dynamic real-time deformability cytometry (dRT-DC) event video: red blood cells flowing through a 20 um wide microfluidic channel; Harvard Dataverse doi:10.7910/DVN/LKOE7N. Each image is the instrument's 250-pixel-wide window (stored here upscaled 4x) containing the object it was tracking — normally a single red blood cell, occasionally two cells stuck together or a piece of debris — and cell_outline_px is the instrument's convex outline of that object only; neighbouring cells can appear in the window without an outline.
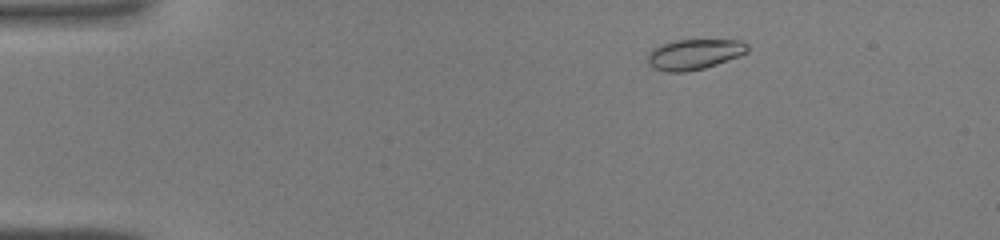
{"species": "common noctule bat (a hibernating species)", "species_latin": "Nyctalus noctula", "temperature_condition": "warm", "stored_images_in_passage": 13, "camera_frame_rate_fps": 3000, "um_per_image_px": 0.085, "animal": {"sex": "male", "body_mass_g": 19.0, "forearm_length_mm": 50.8}, "frame": {"image": 1, "passage_image": 6, "time_ms": 1.667, "image_size_px": [1000, 240], "cell_outline_px": [[748, 52], [740, 56], [704, 68], [684, 72], [664, 72], [652, 68], [648, 64], [648, 52], [652, 48], [660, 44], [672, 40], [740, 40], [748, 44]], "centroid_in_image_um": [58.97, 4.61], "position_along_channel_um": 26.0, "area_um2": 17.92}}